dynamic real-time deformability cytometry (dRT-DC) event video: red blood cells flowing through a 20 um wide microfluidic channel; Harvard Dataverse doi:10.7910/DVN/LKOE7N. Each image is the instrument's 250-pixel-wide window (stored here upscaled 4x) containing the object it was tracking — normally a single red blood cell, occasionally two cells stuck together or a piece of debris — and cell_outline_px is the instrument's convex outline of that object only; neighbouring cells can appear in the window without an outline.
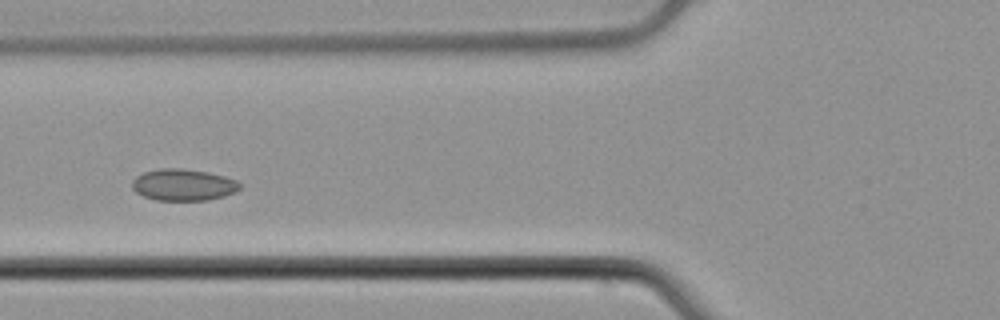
{"species": "common noctule bat (a hibernating species)", "species_latin": "Nyctalus noctula", "temperature_condition": "cold", "stored_images_in_passage": 5, "camera_frame_rate_fps": 3000, "um_per_image_px": 0.085, "animal": {"sex": "male", "body_mass_g": 21.5, "forearm_length_mm": 52.0}, "frame": {"image": 1, "passage_image": 5, "time_ms": 1.333, "image_size_px": [1000, 320], "cell_outline_px": [[240, 188], [236, 192], [224, 196], [208, 200], [156, 200], [144, 196], [136, 192], [132, 188], [132, 180], [136, 176], [144, 172], [160, 168], [180, 168], [208, 172], [224, 176], [236, 180], [240, 184]], "centroid_in_image_um": [15.58, 15.71], "position_along_channel_um": 110.2, "area_um2": 19.88}}